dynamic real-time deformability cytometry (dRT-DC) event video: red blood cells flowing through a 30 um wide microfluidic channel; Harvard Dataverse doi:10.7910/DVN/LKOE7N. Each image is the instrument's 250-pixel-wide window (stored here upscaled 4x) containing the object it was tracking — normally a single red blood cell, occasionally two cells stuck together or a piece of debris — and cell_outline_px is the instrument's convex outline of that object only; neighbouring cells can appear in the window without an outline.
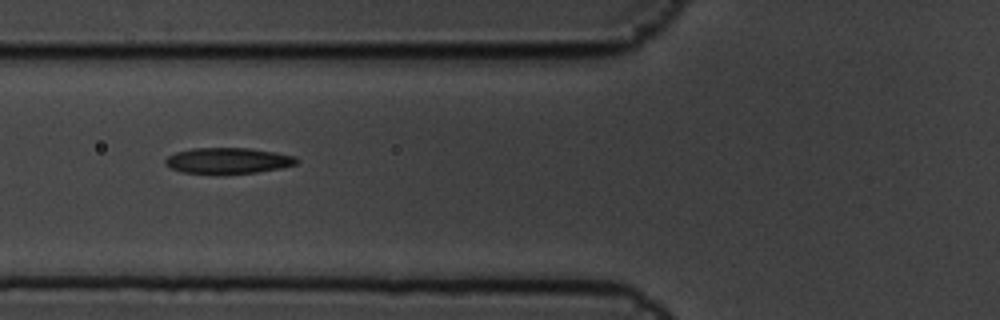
{"species": "common noctule bat (a hibernating species)", "species_latin": "Nyctalus noctula", "temperature_condition": "cold", "stored_images_in_passage": 5, "camera_frame_rate_fps": 3000, "um_per_image_px": 0.085, "animal": {"sex": "male", "body_mass_g": 19.5, "forearm_length_mm": 54.6}, "frame": {"image": 1, "passage_image": 4, "time_ms": 1.0, "image_size_px": [1000, 320], "cell_outline_px": [[300, 160], [296, 164], [280, 168], [256, 172], [180, 172], [164, 164], [164, 160], [168, 156], [176, 152], [192, 148], [248, 148], [276, 152], [296, 156]], "centroid_in_image_um": [19.4, 13.62], "position_along_channel_um": 106.4, "area_um2": 19.36}}
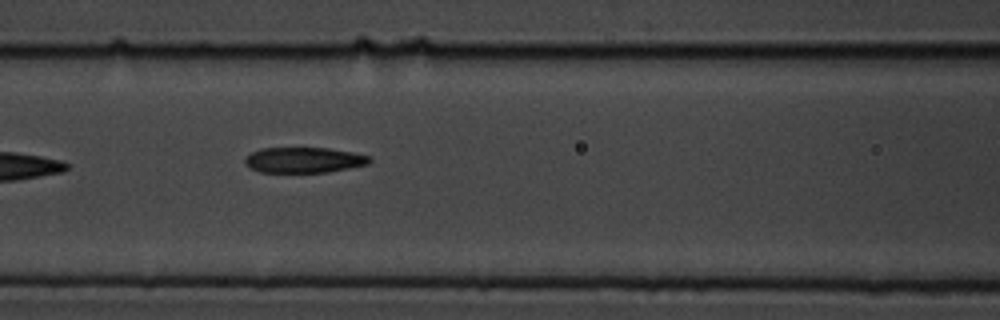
{"frame": {"image": 2, "passage_image": 5, "time_ms": 1.333, "image_size_px": [1000, 320], "cell_outline_px": [[372, 160], [368, 164], [328, 172], [260, 172], [244, 164], [244, 160], [252, 152], [260, 148], [328, 148], [352, 152], [368, 156]], "centroid_in_image_um": [25.82, 13.6], "position_along_channel_um": 140.8, "area_um2": 18.38}}